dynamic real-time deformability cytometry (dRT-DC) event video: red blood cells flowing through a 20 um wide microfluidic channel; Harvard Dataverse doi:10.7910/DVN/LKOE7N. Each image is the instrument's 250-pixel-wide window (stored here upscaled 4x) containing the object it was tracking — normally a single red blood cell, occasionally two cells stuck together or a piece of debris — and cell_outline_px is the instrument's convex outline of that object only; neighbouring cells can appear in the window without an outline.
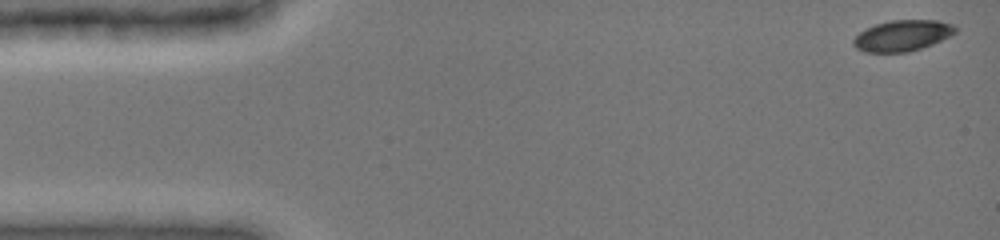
{"species": "common noctule bat (a hibernating species)", "species_latin": "Nyctalus noctula", "temperature_condition": "cold", "stored_images_in_passage": 22, "camera_frame_rate_fps": 3000, "um_per_image_px": 0.085, "animal": {"sex": "female", "body_mass_g": 19.0, "forearm_length_mm": 51.5}, "frame": {"image": 1, "passage_image": 1, "time_ms": 0.0, "image_size_px": [1000, 240], "cell_outline_px": [[956, 32], [932, 44], [908, 52], [864, 52], [856, 48], [852, 44], [852, 40], [860, 32], [876, 24], [892, 20], [936, 20], [956, 24]], "centroid_in_image_um": [76.7, 3.02], "position_along_channel_um": 8.3, "area_um2": 18.26}}
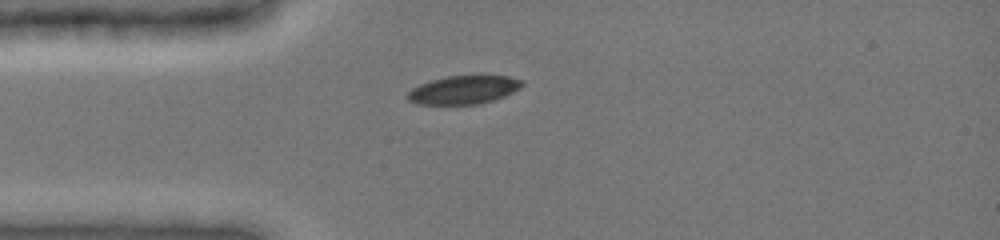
{"frame": {"image": 2, "passage_image": 15, "time_ms": 3.667, "image_size_px": [1000, 240], "cell_outline_px": [[524, 84], [520, 88], [504, 96], [480, 104], [416, 104], [408, 100], [408, 92], [412, 88], [420, 84], [432, 80], [448, 76], [508, 76], [524, 80]], "centroid_in_image_um": [39.42, 7.64], "position_along_channel_um": 45.6, "area_um2": 18.79}}
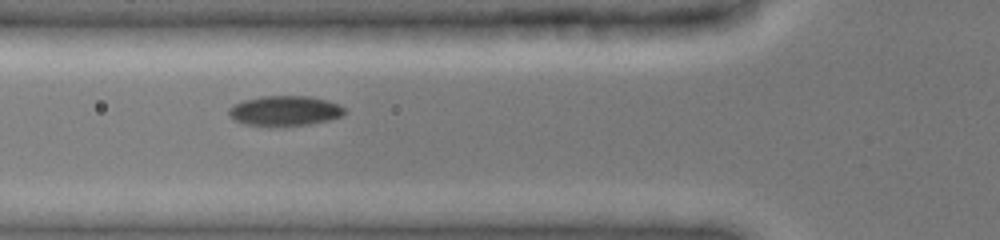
{"frame": {"image": 3, "passage_image": 21, "time_ms": 5.333, "image_size_px": [1000, 240], "cell_outline_px": [[344, 112], [340, 116], [328, 120], [308, 124], [272, 128], [268, 128], [244, 124], [228, 116], [228, 108], [244, 100], [260, 96], [308, 96], [328, 100], [344, 108]], "centroid_in_image_um": [24.14, 9.44], "position_along_channel_um": 101.7, "area_um2": 20.52}}